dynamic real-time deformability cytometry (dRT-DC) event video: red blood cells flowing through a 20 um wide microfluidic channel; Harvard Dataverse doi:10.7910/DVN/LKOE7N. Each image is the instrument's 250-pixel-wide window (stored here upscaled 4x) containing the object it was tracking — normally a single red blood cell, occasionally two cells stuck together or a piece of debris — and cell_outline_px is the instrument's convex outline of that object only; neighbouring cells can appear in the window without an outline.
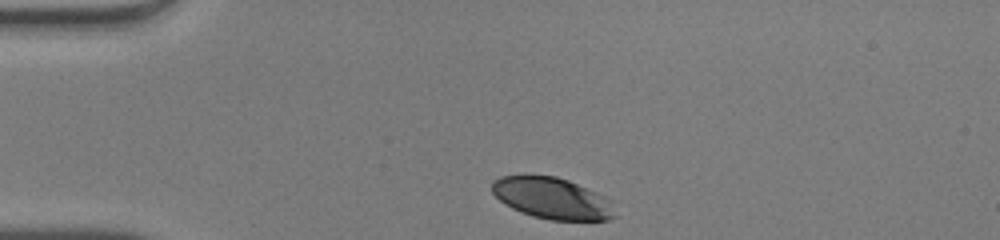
{"species": "human", "species_latin": "Homo sapiens", "temperature_condition": "warm", "stored_images_in_passage": 31, "camera_frame_rate_fps": 3000, "um_per_image_px": 0.085, "donor": {"sex": "male"}, "frame": {"image": 1, "passage_image": 1, "time_ms": 0.0, "image_size_px": [1000, 240], "cell_outline_px": [[616, 216], [608, 220], [548, 220], [532, 216], [520, 212], [504, 204], [492, 192], [492, 180], [500, 176], [528, 172], [556, 176], [568, 180], [596, 192], [604, 196]], "centroid_in_image_um": [46.82, 16.81], "position_along_channel_um": 38.2, "area_um2": 30.11}}
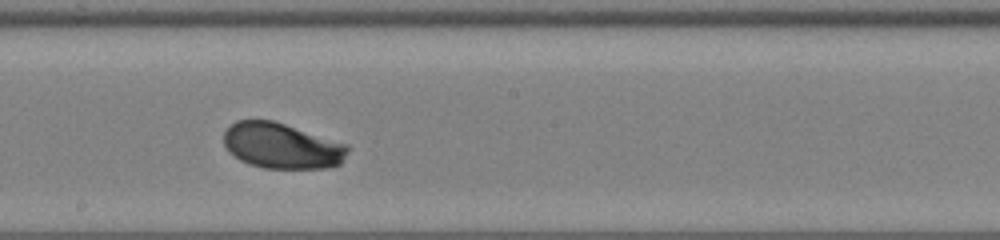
{"frame": {"image": 2, "passage_image": 18, "time_ms": 5.667, "image_size_px": [1000, 240], "cell_outline_px": [[348, 152], [340, 164], [328, 168], [264, 168], [248, 164], [240, 160], [228, 152], [224, 144], [224, 132], [236, 120], [272, 120], [348, 144]], "centroid_in_image_um": [23.94, 12.4], "position_along_channel_um": 224.3, "area_um2": 32.95}}
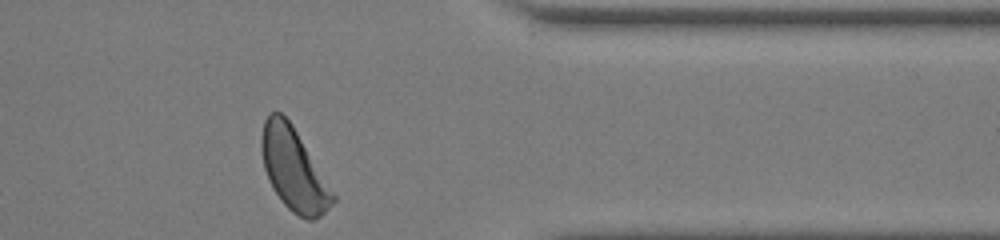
{"frame": {"image": 3, "passage_image": 31, "time_ms": 10.0, "image_size_px": [1000, 240], "cell_outline_px": [[336, 200], [320, 216], [312, 220], [308, 220], [292, 212], [280, 200], [268, 180], [264, 168], [260, 148], [260, 136], [264, 120], [268, 112], [280, 112], [292, 124], [336, 196]], "centroid_in_image_um": [24.93, 14.38], "position_along_channel_um": 386.5, "area_um2": 34.04}, "authors_computed_cell_mechanics": {"area_um2": 33.0038, "velocity_mm_per_s": 4.054, "shape_relaxation_time_tau1_ms": 1.6816, "shape_relaxation_time_tau2_ms": null, "deformation_change_tau1": 0.123, "deformation_change_tau2": null}}